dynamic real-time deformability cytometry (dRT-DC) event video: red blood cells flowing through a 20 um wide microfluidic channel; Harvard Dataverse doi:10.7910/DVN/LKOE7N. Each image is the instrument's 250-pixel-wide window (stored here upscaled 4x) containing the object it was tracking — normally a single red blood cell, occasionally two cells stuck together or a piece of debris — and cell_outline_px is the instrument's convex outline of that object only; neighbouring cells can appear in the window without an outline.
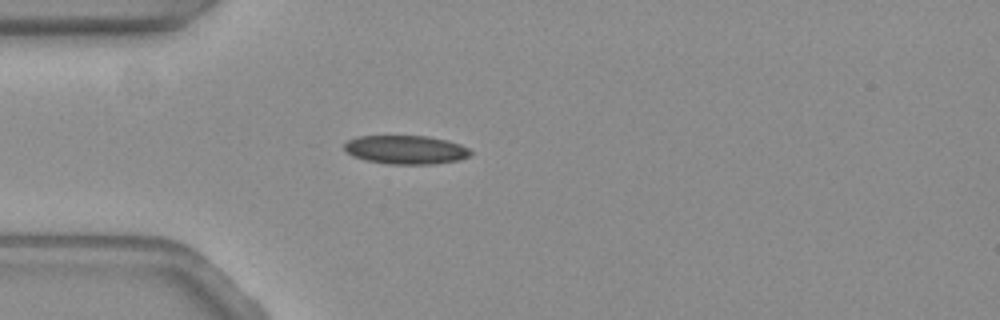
{"species": "common noctule bat (a hibernating species)", "species_latin": "Nyctalus noctula", "temperature_condition": "warm", "stored_images_in_passage": 42, "camera_frame_rate_fps": 3000, "um_per_image_px": 0.085, "animal": {"sex": "female", "body_mass_g": 19.3, "forearm_length_mm": 54.1}, "frame": {"image": 1, "passage_image": 1, "time_ms": 0.0, "image_size_px": [1000, 320], "cell_outline_px": [[472, 152], [468, 156], [456, 160], [432, 164], [388, 164], [368, 160], [352, 156], [344, 148], [344, 144], [348, 140], [356, 136], [428, 136], [460, 144], [468, 148]], "centroid_in_image_um": [34.46, 12.72], "position_along_channel_um": 50.5, "area_um2": 20.87}}
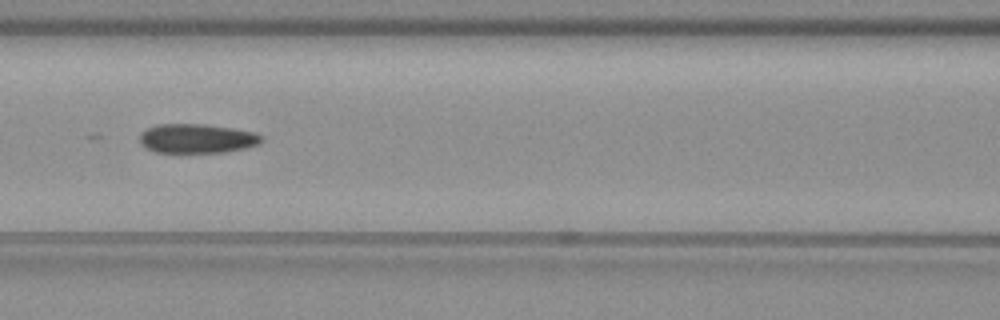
{"frame": {"image": 2, "passage_image": 10, "time_ms": 3.0, "image_size_px": [1000, 320], "cell_outline_px": [[264, 140], [260, 144], [244, 148], [224, 152], [156, 152], [140, 144], [140, 132], [156, 124], [204, 124], [232, 128], [252, 132], [264, 136]], "centroid_in_image_um": [16.75, 11.76], "position_along_channel_um": 149.9, "area_um2": 20.75}}
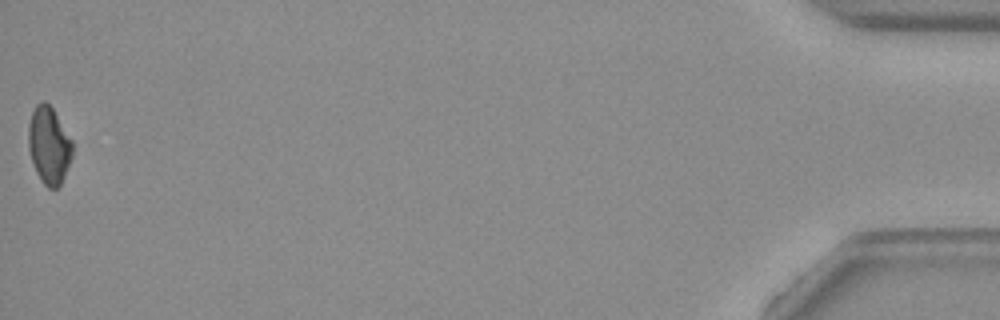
{"frame": {"image": 3, "passage_image": 42, "time_ms": 13.667, "image_size_px": [1000, 320], "cell_outline_px": [[72, 156], [64, 176], [60, 184], [56, 188], [48, 188], [44, 184], [36, 172], [28, 148], [28, 128], [32, 112], [36, 104], [44, 100], [52, 108], [72, 140]], "centroid_in_image_um": [4.15, 12.34], "position_along_channel_um": 431.0, "area_um2": 19.54}}